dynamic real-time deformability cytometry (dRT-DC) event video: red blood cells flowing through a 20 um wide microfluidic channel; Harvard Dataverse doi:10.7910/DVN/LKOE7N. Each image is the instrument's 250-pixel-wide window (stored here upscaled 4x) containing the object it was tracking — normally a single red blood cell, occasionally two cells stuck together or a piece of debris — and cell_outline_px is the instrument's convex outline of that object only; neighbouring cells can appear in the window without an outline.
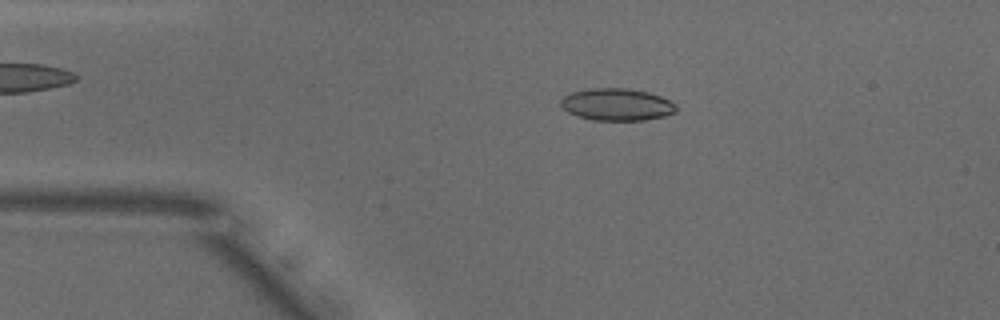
{"species": "common noctule bat (a hibernating species)", "species_latin": "Nyctalus noctula", "temperature_condition": "warm", "stored_images_in_passage": 50, "camera_frame_rate_fps": 3000, "um_per_image_px": 0.085, "animal": {"sex": "male", "body_mass_g": 18.8}, "frame": {"image": 1, "passage_image": 9, "time_ms": 2.667, "image_size_px": [1000, 320], "cell_outline_px": [[676, 112], [664, 116], [644, 120], [592, 120], [576, 116], [568, 112], [560, 104], [560, 100], [564, 96], [572, 92], [588, 88], [628, 88], [648, 92], [660, 96], [676, 104]], "centroid_in_image_um": [52.41, 8.88], "position_along_channel_um": 32.6, "area_um2": 21.68}}
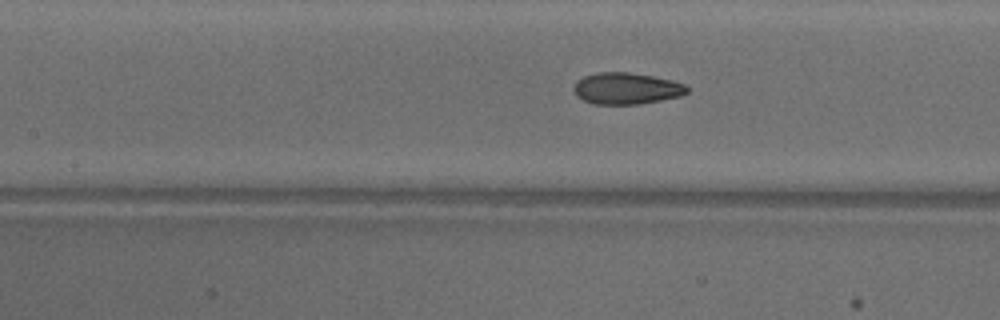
{"frame": {"image": 2, "passage_image": 21, "time_ms": 6.667, "image_size_px": [1000, 320], "cell_outline_px": [[688, 92], [680, 96], [660, 100], [636, 104], [592, 104], [576, 96], [576, 80], [584, 76], [596, 72], [628, 72], [652, 76], [688, 84]], "centroid_in_image_um": [53.26, 7.51], "position_along_channel_um": 154.1, "area_um2": 20.69}}
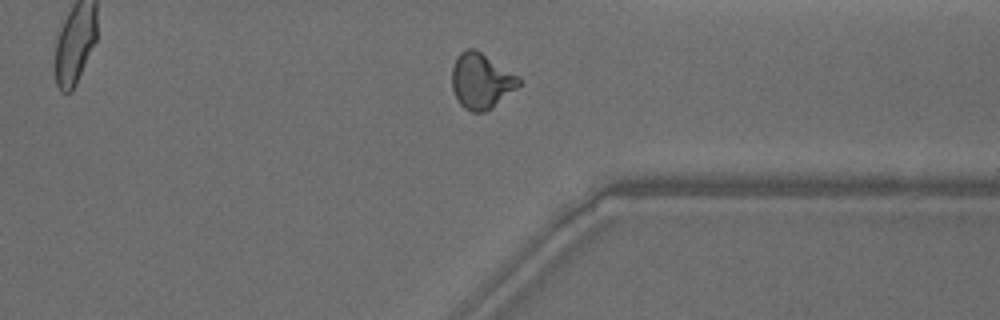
{"frame": {"image": 3, "passage_image": 38, "time_ms": 12.333, "image_size_px": [1000, 320], "cell_outline_px": [[520, 84], [516, 88], [492, 108], [484, 112], [472, 112], [464, 108], [460, 104], [452, 88], [452, 68], [456, 56], [460, 52], [468, 48], [472, 48], [480, 52], [520, 76]], "centroid_in_image_um": [40.89, 6.88], "position_along_channel_um": 370.5, "area_um2": 21.5}, "authors_computed_cell_mechanics": {"area_um2": 21.0681, "velocity_mm_per_s": 3.8836, "shape_relaxation_time_tau1_ms": 9.4111, "shape_relaxation_time_tau2_ms": 1.2244, "deformation_change_tau1": 0.209, "deformation_change_tau2": 0.0734}}